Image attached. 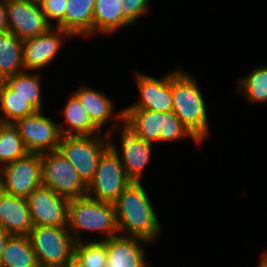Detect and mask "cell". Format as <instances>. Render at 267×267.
<instances>
[{"label": "cell", "instance_id": "cell-1", "mask_svg": "<svg viewBox=\"0 0 267 267\" xmlns=\"http://www.w3.org/2000/svg\"><path fill=\"white\" fill-rule=\"evenodd\" d=\"M150 201L141 181H131L125 187L113 203L119 235L156 242L162 227Z\"/></svg>", "mask_w": 267, "mask_h": 267}, {"label": "cell", "instance_id": "cell-2", "mask_svg": "<svg viewBox=\"0 0 267 267\" xmlns=\"http://www.w3.org/2000/svg\"><path fill=\"white\" fill-rule=\"evenodd\" d=\"M196 78L181 68L171 71L173 112L202 143L210 133L207 106Z\"/></svg>", "mask_w": 267, "mask_h": 267}, {"label": "cell", "instance_id": "cell-3", "mask_svg": "<svg viewBox=\"0 0 267 267\" xmlns=\"http://www.w3.org/2000/svg\"><path fill=\"white\" fill-rule=\"evenodd\" d=\"M67 227L76 242L86 240L82 231L104 233L100 240L119 234L114 204L87 195L69 200Z\"/></svg>", "mask_w": 267, "mask_h": 267}, {"label": "cell", "instance_id": "cell-4", "mask_svg": "<svg viewBox=\"0 0 267 267\" xmlns=\"http://www.w3.org/2000/svg\"><path fill=\"white\" fill-rule=\"evenodd\" d=\"M28 237L40 267H64L75 254L68 227L33 226Z\"/></svg>", "mask_w": 267, "mask_h": 267}, {"label": "cell", "instance_id": "cell-5", "mask_svg": "<svg viewBox=\"0 0 267 267\" xmlns=\"http://www.w3.org/2000/svg\"><path fill=\"white\" fill-rule=\"evenodd\" d=\"M108 134L61 136L58 150L88 185L94 178L102 154L110 147Z\"/></svg>", "mask_w": 267, "mask_h": 267}, {"label": "cell", "instance_id": "cell-6", "mask_svg": "<svg viewBox=\"0 0 267 267\" xmlns=\"http://www.w3.org/2000/svg\"><path fill=\"white\" fill-rule=\"evenodd\" d=\"M41 175L42 186L69 200L87 195V185L59 150L41 154Z\"/></svg>", "mask_w": 267, "mask_h": 267}, {"label": "cell", "instance_id": "cell-7", "mask_svg": "<svg viewBox=\"0 0 267 267\" xmlns=\"http://www.w3.org/2000/svg\"><path fill=\"white\" fill-rule=\"evenodd\" d=\"M130 182L119 156L109 147L102 154L94 178L87 185V196L113 204Z\"/></svg>", "mask_w": 267, "mask_h": 267}, {"label": "cell", "instance_id": "cell-8", "mask_svg": "<svg viewBox=\"0 0 267 267\" xmlns=\"http://www.w3.org/2000/svg\"><path fill=\"white\" fill-rule=\"evenodd\" d=\"M40 186L41 154L27 153L0 168V190L7 194L27 198Z\"/></svg>", "mask_w": 267, "mask_h": 267}, {"label": "cell", "instance_id": "cell-9", "mask_svg": "<svg viewBox=\"0 0 267 267\" xmlns=\"http://www.w3.org/2000/svg\"><path fill=\"white\" fill-rule=\"evenodd\" d=\"M117 121L112 124L106 134L109 136L110 147L119 156L121 163L124 167L127 177L131 181H141V176L144 173V168L147 167L151 160L153 144L136 136L124 124ZM121 127H118V126ZM119 131L120 151L117 149L116 144L112 141V132L116 129Z\"/></svg>", "mask_w": 267, "mask_h": 267}, {"label": "cell", "instance_id": "cell-10", "mask_svg": "<svg viewBox=\"0 0 267 267\" xmlns=\"http://www.w3.org/2000/svg\"><path fill=\"white\" fill-rule=\"evenodd\" d=\"M13 124L28 153L43 154L58 150L61 139L58 123L44 115L42 110L20 118Z\"/></svg>", "mask_w": 267, "mask_h": 267}, {"label": "cell", "instance_id": "cell-11", "mask_svg": "<svg viewBox=\"0 0 267 267\" xmlns=\"http://www.w3.org/2000/svg\"><path fill=\"white\" fill-rule=\"evenodd\" d=\"M75 38L68 31L51 27L38 36L23 40V65L25 71H36L46 68L60 52L64 38Z\"/></svg>", "mask_w": 267, "mask_h": 267}, {"label": "cell", "instance_id": "cell-12", "mask_svg": "<svg viewBox=\"0 0 267 267\" xmlns=\"http://www.w3.org/2000/svg\"><path fill=\"white\" fill-rule=\"evenodd\" d=\"M33 226L67 227L69 199L40 186L26 198Z\"/></svg>", "mask_w": 267, "mask_h": 267}, {"label": "cell", "instance_id": "cell-13", "mask_svg": "<svg viewBox=\"0 0 267 267\" xmlns=\"http://www.w3.org/2000/svg\"><path fill=\"white\" fill-rule=\"evenodd\" d=\"M6 17L8 31L22 40L43 34L52 27L39 3L28 0H6Z\"/></svg>", "mask_w": 267, "mask_h": 267}, {"label": "cell", "instance_id": "cell-14", "mask_svg": "<svg viewBox=\"0 0 267 267\" xmlns=\"http://www.w3.org/2000/svg\"><path fill=\"white\" fill-rule=\"evenodd\" d=\"M134 76L140 100L124 109H146L162 113L173 110L171 72L159 79L139 71Z\"/></svg>", "mask_w": 267, "mask_h": 267}, {"label": "cell", "instance_id": "cell-15", "mask_svg": "<svg viewBox=\"0 0 267 267\" xmlns=\"http://www.w3.org/2000/svg\"><path fill=\"white\" fill-rule=\"evenodd\" d=\"M142 243V244H141ZM151 242L139 238L116 235L105 240L107 263L105 267H148L144 246Z\"/></svg>", "mask_w": 267, "mask_h": 267}, {"label": "cell", "instance_id": "cell-16", "mask_svg": "<svg viewBox=\"0 0 267 267\" xmlns=\"http://www.w3.org/2000/svg\"><path fill=\"white\" fill-rule=\"evenodd\" d=\"M80 100L82 106L88 113L92 123L102 131L103 126L108 125L114 117L118 122L124 124V109L114 112L115 106L111 98L105 92L96 90L90 86L82 85L73 92ZM112 117V118H111Z\"/></svg>", "mask_w": 267, "mask_h": 267}, {"label": "cell", "instance_id": "cell-17", "mask_svg": "<svg viewBox=\"0 0 267 267\" xmlns=\"http://www.w3.org/2000/svg\"><path fill=\"white\" fill-rule=\"evenodd\" d=\"M0 227L10 235H28L33 222L26 198L0 190Z\"/></svg>", "mask_w": 267, "mask_h": 267}, {"label": "cell", "instance_id": "cell-18", "mask_svg": "<svg viewBox=\"0 0 267 267\" xmlns=\"http://www.w3.org/2000/svg\"><path fill=\"white\" fill-rule=\"evenodd\" d=\"M124 125L136 136L154 145L159 143L163 113L146 109H124Z\"/></svg>", "mask_w": 267, "mask_h": 267}, {"label": "cell", "instance_id": "cell-19", "mask_svg": "<svg viewBox=\"0 0 267 267\" xmlns=\"http://www.w3.org/2000/svg\"><path fill=\"white\" fill-rule=\"evenodd\" d=\"M61 113L65 119L64 122H66L65 128L61 124H58L61 136L101 134V131L92 123L88 113L73 92L71 96H68V100Z\"/></svg>", "mask_w": 267, "mask_h": 267}, {"label": "cell", "instance_id": "cell-20", "mask_svg": "<svg viewBox=\"0 0 267 267\" xmlns=\"http://www.w3.org/2000/svg\"><path fill=\"white\" fill-rule=\"evenodd\" d=\"M122 0H95L93 35H112L121 28L132 26L122 13Z\"/></svg>", "mask_w": 267, "mask_h": 267}, {"label": "cell", "instance_id": "cell-21", "mask_svg": "<svg viewBox=\"0 0 267 267\" xmlns=\"http://www.w3.org/2000/svg\"><path fill=\"white\" fill-rule=\"evenodd\" d=\"M95 0H67L65 31L74 37L93 36Z\"/></svg>", "mask_w": 267, "mask_h": 267}, {"label": "cell", "instance_id": "cell-22", "mask_svg": "<svg viewBox=\"0 0 267 267\" xmlns=\"http://www.w3.org/2000/svg\"><path fill=\"white\" fill-rule=\"evenodd\" d=\"M0 267H40L28 235H11L8 238Z\"/></svg>", "mask_w": 267, "mask_h": 267}, {"label": "cell", "instance_id": "cell-23", "mask_svg": "<svg viewBox=\"0 0 267 267\" xmlns=\"http://www.w3.org/2000/svg\"><path fill=\"white\" fill-rule=\"evenodd\" d=\"M23 71V40L11 31L0 33L1 75L6 79Z\"/></svg>", "mask_w": 267, "mask_h": 267}, {"label": "cell", "instance_id": "cell-24", "mask_svg": "<svg viewBox=\"0 0 267 267\" xmlns=\"http://www.w3.org/2000/svg\"><path fill=\"white\" fill-rule=\"evenodd\" d=\"M23 71L21 73L9 76L5 83L15 92V95L23 98L36 111L42 110V85L41 76L37 71L31 73ZM39 73V74H38Z\"/></svg>", "mask_w": 267, "mask_h": 267}, {"label": "cell", "instance_id": "cell-25", "mask_svg": "<svg viewBox=\"0 0 267 267\" xmlns=\"http://www.w3.org/2000/svg\"><path fill=\"white\" fill-rule=\"evenodd\" d=\"M0 123H14L36 110L4 83L0 87ZM2 113V114H1Z\"/></svg>", "mask_w": 267, "mask_h": 267}, {"label": "cell", "instance_id": "cell-26", "mask_svg": "<svg viewBox=\"0 0 267 267\" xmlns=\"http://www.w3.org/2000/svg\"><path fill=\"white\" fill-rule=\"evenodd\" d=\"M237 91L251 104L267 102V65L255 67L246 77L238 79Z\"/></svg>", "mask_w": 267, "mask_h": 267}, {"label": "cell", "instance_id": "cell-27", "mask_svg": "<svg viewBox=\"0 0 267 267\" xmlns=\"http://www.w3.org/2000/svg\"><path fill=\"white\" fill-rule=\"evenodd\" d=\"M27 153L14 124L0 123V168L24 157Z\"/></svg>", "mask_w": 267, "mask_h": 267}, {"label": "cell", "instance_id": "cell-28", "mask_svg": "<svg viewBox=\"0 0 267 267\" xmlns=\"http://www.w3.org/2000/svg\"><path fill=\"white\" fill-rule=\"evenodd\" d=\"M74 255L88 267H105L107 263L105 240L76 242Z\"/></svg>", "mask_w": 267, "mask_h": 267}, {"label": "cell", "instance_id": "cell-29", "mask_svg": "<svg viewBox=\"0 0 267 267\" xmlns=\"http://www.w3.org/2000/svg\"><path fill=\"white\" fill-rule=\"evenodd\" d=\"M186 136H189V138H191L196 144H202L179 120L173 111L164 112L162 129H160L159 143L177 141L182 138H186Z\"/></svg>", "mask_w": 267, "mask_h": 267}, {"label": "cell", "instance_id": "cell-30", "mask_svg": "<svg viewBox=\"0 0 267 267\" xmlns=\"http://www.w3.org/2000/svg\"><path fill=\"white\" fill-rule=\"evenodd\" d=\"M39 5L47 22L52 27H59L62 30H65L67 0H41ZM52 21L55 25L51 23Z\"/></svg>", "mask_w": 267, "mask_h": 267}, {"label": "cell", "instance_id": "cell-31", "mask_svg": "<svg viewBox=\"0 0 267 267\" xmlns=\"http://www.w3.org/2000/svg\"><path fill=\"white\" fill-rule=\"evenodd\" d=\"M149 0H122L123 17L131 24L135 25L138 19L147 14L149 10Z\"/></svg>", "mask_w": 267, "mask_h": 267}, {"label": "cell", "instance_id": "cell-32", "mask_svg": "<svg viewBox=\"0 0 267 267\" xmlns=\"http://www.w3.org/2000/svg\"><path fill=\"white\" fill-rule=\"evenodd\" d=\"M8 31L6 17V0H0V33Z\"/></svg>", "mask_w": 267, "mask_h": 267}, {"label": "cell", "instance_id": "cell-33", "mask_svg": "<svg viewBox=\"0 0 267 267\" xmlns=\"http://www.w3.org/2000/svg\"><path fill=\"white\" fill-rule=\"evenodd\" d=\"M10 236L11 235L5 229L0 227V262H1V257L3 254L5 244Z\"/></svg>", "mask_w": 267, "mask_h": 267}, {"label": "cell", "instance_id": "cell-34", "mask_svg": "<svg viewBox=\"0 0 267 267\" xmlns=\"http://www.w3.org/2000/svg\"><path fill=\"white\" fill-rule=\"evenodd\" d=\"M64 267H88L80 261L75 255L71 258V260Z\"/></svg>", "mask_w": 267, "mask_h": 267}, {"label": "cell", "instance_id": "cell-35", "mask_svg": "<svg viewBox=\"0 0 267 267\" xmlns=\"http://www.w3.org/2000/svg\"><path fill=\"white\" fill-rule=\"evenodd\" d=\"M257 267H267V251H264L262 253L261 259L258 262V266Z\"/></svg>", "mask_w": 267, "mask_h": 267}, {"label": "cell", "instance_id": "cell-36", "mask_svg": "<svg viewBox=\"0 0 267 267\" xmlns=\"http://www.w3.org/2000/svg\"><path fill=\"white\" fill-rule=\"evenodd\" d=\"M5 83V78L0 73V87Z\"/></svg>", "mask_w": 267, "mask_h": 267}, {"label": "cell", "instance_id": "cell-37", "mask_svg": "<svg viewBox=\"0 0 267 267\" xmlns=\"http://www.w3.org/2000/svg\"><path fill=\"white\" fill-rule=\"evenodd\" d=\"M28 1L39 3L41 0H28Z\"/></svg>", "mask_w": 267, "mask_h": 267}]
</instances>
